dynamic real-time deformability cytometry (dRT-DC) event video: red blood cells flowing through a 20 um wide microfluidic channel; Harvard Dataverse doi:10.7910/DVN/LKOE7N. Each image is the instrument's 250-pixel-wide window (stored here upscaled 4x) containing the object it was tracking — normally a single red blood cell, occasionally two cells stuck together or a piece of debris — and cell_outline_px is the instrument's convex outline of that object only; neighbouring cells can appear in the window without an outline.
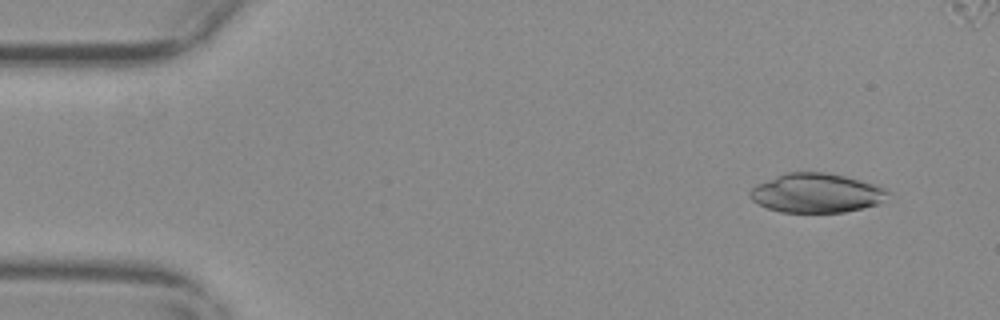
{"species": "common noctule bat (a hibernating species)", "species_latin": "Nyctalus noctula", "temperature_condition": "warm", "stored_images_in_passage": 43, "camera_frame_rate_fps": 3000, "um_per_image_px": 0.085, "animal": {"sex": "female", "body_mass_g": 29.2, "forearm_length_mm": 56.3}, "frame": {"image": 1, "passage_image": 5, "time_ms": 1.333, "image_size_px": [1000, 320], "cell_outline_px": [[892, 192], [880, 204], [844, 212], [780, 212], [768, 208], [752, 200], [748, 192], [756, 184], [776, 176], [788, 172], [824, 172], [844, 176], [876, 184]], "centroid_in_image_um": [69.42, 16.41], "position_along_channel_um": 15.6, "area_um2": 31.56}}